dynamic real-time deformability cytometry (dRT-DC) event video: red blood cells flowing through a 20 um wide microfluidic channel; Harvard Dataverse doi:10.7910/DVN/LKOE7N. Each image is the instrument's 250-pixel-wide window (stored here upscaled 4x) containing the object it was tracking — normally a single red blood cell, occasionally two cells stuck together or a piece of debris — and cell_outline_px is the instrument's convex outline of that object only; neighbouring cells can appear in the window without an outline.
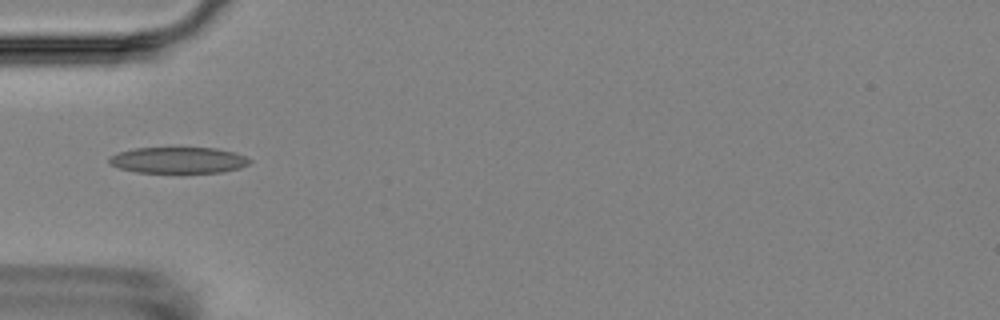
{"species": "Egyptian fruit bat (a non-hibernating species)", "species_latin": "Rousettus aegyptiacus", "temperature_condition": "room temperature", "stored_images_in_passage": 1, "camera_frame_rate_fps": 3000, "um_per_image_px": 0.085, "animal": {"sex": "female"}, "frame": {"image": 1, "passage_image": 1, "time_ms": 0.0, "image_size_px": [1000, 320], "cell_outline_px": [[252, 160], [248, 164], [240, 168], [224, 172], [136, 172], [120, 168], [108, 164], [108, 156], [120, 152], [136, 148], [216, 148], [232, 152], [244, 156]], "centroid_in_image_um": [15.13, 13.61], "position_along_channel_um": 69.9, "area_um2": 21.27}}